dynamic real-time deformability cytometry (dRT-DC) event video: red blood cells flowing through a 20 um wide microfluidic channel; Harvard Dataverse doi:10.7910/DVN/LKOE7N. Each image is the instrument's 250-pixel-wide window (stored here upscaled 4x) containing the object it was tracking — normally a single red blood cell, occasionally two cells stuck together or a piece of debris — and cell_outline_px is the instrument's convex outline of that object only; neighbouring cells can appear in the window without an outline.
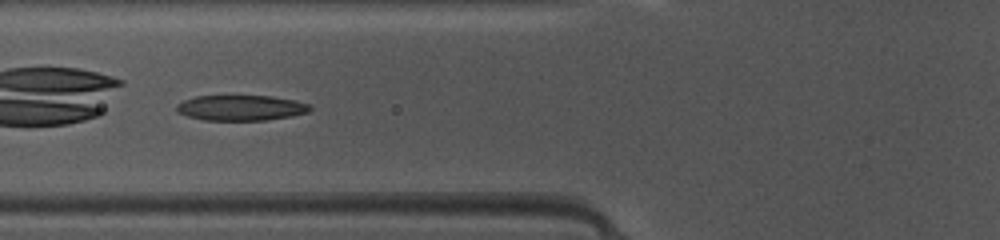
{"species": "common noctule bat (a hibernating species)", "species_latin": "Nyctalus noctula", "temperature_condition": "warm", "stored_images_in_passage": 33, "camera_frame_rate_fps": 3000, "um_per_image_px": 0.085, "animal": {"sex": "female", "body_mass_g": 10.0, "forearm_length_mm": 53.1}, "frame": {"image": 1, "passage_image": 10, "time_ms": 3.0, "image_size_px": [1000, 240], "cell_outline_px": [[312, 108], [308, 112], [292, 116], [268, 120], [204, 120], [188, 116], [176, 112], [176, 104], [184, 100], [196, 96], [272, 96], [296, 100], [308, 104]], "centroid_in_image_um": [20.48, 9.16], "position_along_channel_um": 105.3, "area_um2": 19.83}}
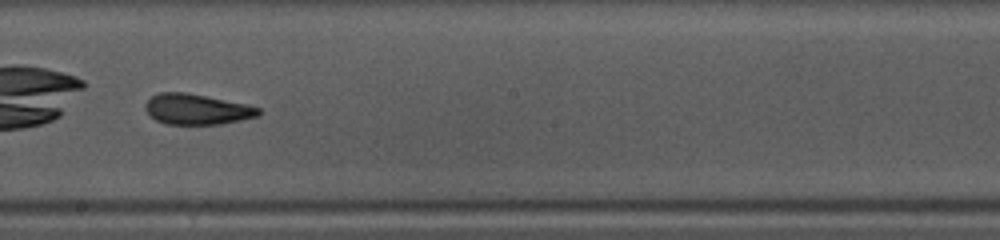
{"frame": {"image": 2, "passage_image": 19, "time_ms": 6.0, "image_size_px": [1000, 240], "cell_outline_px": [[260, 112], [256, 116], [240, 120], [220, 124], [164, 124], [156, 120], [144, 108], [144, 104], [152, 96], [160, 92], [184, 92], [248, 104], [260, 108]], "centroid_in_image_um": [16.71, 9.28], "position_along_channel_um": 231.5, "area_um2": 20.0}}
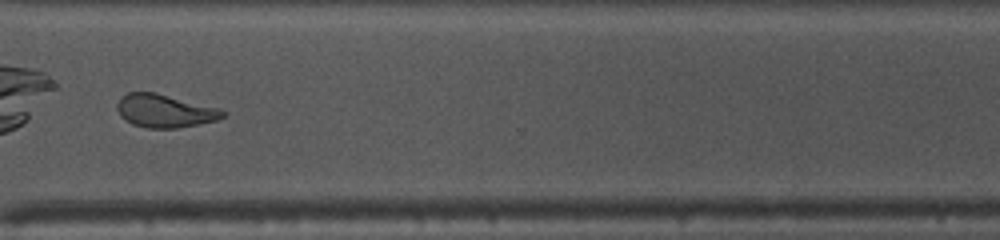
{"frame": {"image": 3, "passage_image": 28, "time_ms": 9.0, "image_size_px": [1000, 240], "cell_outline_px": [[228, 112], [224, 116], [216, 120], [176, 128], [144, 128], [132, 124], [124, 120], [120, 116], [116, 108], [116, 104], [120, 96], [128, 92], [156, 92], [220, 108]], "centroid_in_image_um": [13.97, 9.41], "position_along_channel_um": 356.6, "area_um2": 20.63}, "authors_computed_cell_mechanics": {"area_um2": 20.6346, "velocity_mm_per_s": 4.1837, "shape_relaxation_time_tau1_ms": 4.9985, "shape_relaxation_time_tau2_ms": 1.5448, "deformation_change_tau1": 0.1948, "deformation_change_tau2": 0.1046}}